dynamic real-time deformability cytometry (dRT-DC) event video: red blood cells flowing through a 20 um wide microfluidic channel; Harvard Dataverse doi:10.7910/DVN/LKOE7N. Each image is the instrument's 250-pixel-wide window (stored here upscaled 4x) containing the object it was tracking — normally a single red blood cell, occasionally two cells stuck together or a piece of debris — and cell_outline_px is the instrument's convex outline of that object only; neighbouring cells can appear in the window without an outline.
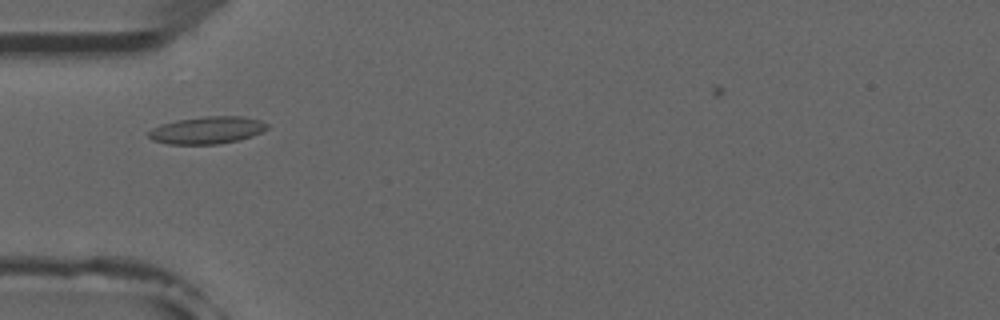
{"species": "common noctule bat (a hibernating species)", "species_latin": "Nyctalus noctula", "temperature_condition": "room temperature", "stored_images_in_passage": 3, "camera_frame_rate_fps": 3000, "um_per_image_px": 0.085, "animal": {"sex": "male", "forearm_length_mm": 52.5}, "frame": {"image": 1, "passage_image": 3, "time_ms": 2.333, "image_size_px": [1000, 320], "cell_outline_px": [[268, 128], [252, 136], [240, 140], [216, 144], [168, 144], [152, 140], [148, 136], [148, 132], [152, 128], [160, 124], [176, 120], [204, 116], [244, 116], [260, 120], [268, 124]], "centroid_in_image_um": [17.59, 11.06], "position_along_channel_um": 67.4, "area_um2": 18.96}}